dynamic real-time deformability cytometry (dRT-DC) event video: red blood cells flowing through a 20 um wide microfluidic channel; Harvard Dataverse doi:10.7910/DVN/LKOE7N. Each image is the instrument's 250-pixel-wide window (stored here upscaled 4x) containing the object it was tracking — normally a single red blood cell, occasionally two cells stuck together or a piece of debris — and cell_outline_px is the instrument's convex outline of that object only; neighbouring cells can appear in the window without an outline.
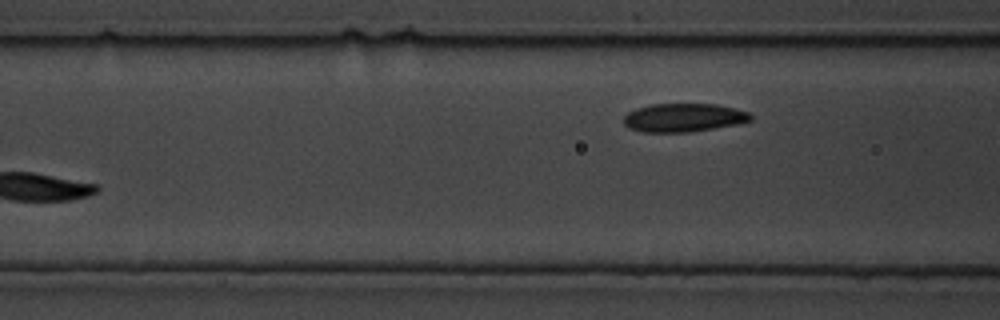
{"species": "common noctule bat (a hibernating species)", "species_latin": "Nyctalus noctula", "temperature_condition": "cold", "stored_images_in_passage": 8, "segment_of_instrument_passage": [2, 2], "camera_frame_rate_fps": 3000, "um_per_image_px": 0.085, "animal": {"sex": "male", "body_mass_g": 19.5, "forearm_length_mm": 54.6}, "frame": {"image": 1, "passage_image": 8, "time_ms": 2.333, "image_size_px": [1000, 320], "cell_outline_px": [[752, 120], [736, 124], [688, 132], [644, 132], [628, 128], [624, 124], [624, 116], [628, 112], [636, 108], [652, 104], [716, 104], [748, 112], [752, 116]], "centroid_in_image_um": [58.07, 10.0], "position_along_channel_um": 108.5, "area_um2": 20.87}}